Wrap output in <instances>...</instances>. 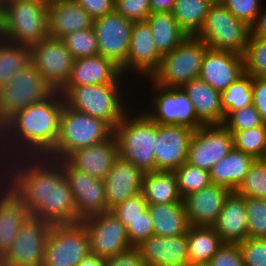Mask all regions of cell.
Masks as SVG:
<instances>
[{
  "mask_svg": "<svg viewBox=\"0 0 266 266\" xmlns=\"http://www.w3.org/2000/svg\"><path fill=\"white\" fill-rule=\"evenodd\" d=\"M0 178L23 201L30 216L52 224L81 222L63 160L47 155L18 156L0 166Z\"/></svg>",
  "mask_w": 266,
  "mask_h": 266,
  "instance_id": "obj_1",
  "label": "cell"
},
{
  "mask_svg": "<svg viewBox=\"0 0 266 266\" xmlns=\"http://www.w3.org/2000/svg\"><path fill=\"white\" fill-rule=\"evenodd\" d=\"M65 103L64 96L55 91L10 117L0 127V166L18 156L48 155L59 138Z\"/></svg>",
  "mask_w": 266,
  "mask_h": 266,
  "instance_id": "obj_2",
  "label": "cell"
},
{
  "mask_svg": "<svg viewBox=\"0 0 266 266\" xmlns=\"http://www.w3.org/2000/svg\"><path fill=\"white\" fill-rule=\"evenodd\" d=\"M135 90L134 82L74 86L64 99L72 109L101 119L114 130L135 105Z\"/></svg>",
  "mask_w": 266,
  "mask_h": 266,
  "instance_id": "obj_3",
  "label": "cell"
},
{
  "mask_svg": "<svg viewBox=\"0 0 266 266\" xmlns=\"http://www.w3.org/2000/svg\"><path fill=\"white\" fill-rule=\"evenodd\" d=\"M136 86L138 88H136L135 104L140 106L139 109H142L155 123L181 125L192 130L204 125L197 118L193 104L182 88H164L155 84L150 78L138 81Z\"/></svg>",
  "mask_w": 266,
  "mask_h": 266,
  "instance_id": "obj_4",
  "label": "cell"
},
{
  "mask_svg": "<svg viewBox=\"0 0 266 266\" xmlns=\"http://www.w3.org/2000/svg\"><path fill=\"white\" fill-rule=\"evenodd\" d=\"M114 135L120 157L134 164L143 173L156 171L154 151L157 123L142 109L139 110V106L133 105L125 114L115 127Z\"/></svg>",
  "mask_w": 266,
  "mask_h": 266,
  "instance_id": "obj_5",
  "label": "cell"
},
{
  "mask_svg": "<svg viewBox=\"0 0 266 266\" xmlns=\"http://www.w3.org/2000/svg\"><path fill=\"white\" fill-rule=\"evenodd\" d=\"M49 37L48 3L38 0H7L0 17V38L31 47Z\"/></svg>",
  "mask_w": 266,
  "mask_h": 266,
  "instance_id": "obj_6",
  "label": "cell"
},
{
  "mask_svg": "<svg viewBox=\"0 0 266 266\" xmlns=\"http://www.w3.org/2000/svg\"><path fill=\"white\" fill-rule=\"evenodd\" d=\"M113 134L114 130L105 121L76 111L65 103L58 141L47 156L65 160L75 150L106 141Z\"/></svg>",
  "mask_w": 266,
  "mask_h": 266,
  "instance_id": "obj_7",
  "label": "cell"
},
{
  "mask_svg": "<svg viewBox=\"0 0 266 266\" xmlns=\"http://www.w3.org/2000/svg\"><path fill=\"white\" fill-rule=\"evenodd\" d=\"M208 46L196 36H187L176 48L161 58L150 79L164 88H182L198 78Z\"/></svg>",
  "mask_w": 266,
  "mask_h": 266,
  "instance_id": "obj_8",
  "label": "cell"
},
{
  "mask_svg": "<svg viewBox=\"0 0 266 266\" xmlns=\"http://www.w3.org/2000/svg\"><path fill=\"white\" fill-rule=\"evenodd\" d=\"M250 35V26L237 19L220 0H215L196 37L209 48L244 55Z\"/></svg>",
  "mask_w": 266,
  "mask_h": 266,
  "instance_id": "obj_9",
  "label": "cell"
},
{
  "mask_svg": "<svg viewBox=\"0 0 266 266\" xmlns=\"http://www.w3.org/2000/svg\"><path fill=\"white\" fill-rule=\"evenodd\" d=\"M55 90L29 63L10 82L0 87V127L15 113L41 102Z\"/></svg>",
  "mask_w": 266,
  "mask_h": 266,
  "instance_id": "obj_10",
  "label": "cell"
},
{
  "mask_svg": "<svg viewBox=\"0 0 266 266\" xmlns=\"http://www.w3.org/2000/svg\"><path fill=\"white\" fill-rule=\"evenodd\" d=\"M90 253L88 231L82 222L53 224L41 266H78Z\"/></svg>",
  "mask_w": 266,
  "mask_h": 266,
  "instance_id": "obj_11",
  "label": "cell"
},
{
  "mask_svg": "<svg viewBox=\"0 0 266 266\" xmlns=\"http://www.w3.org/2000/svg\"><path fill=\"white\" fill-rule=\"evenodd\" d=\"M52 223L30 216L2 257L4 266H41Z\"/></svg>",
  "mask_w": 266,
  "mask_h": 266,
  "instance_id": "obj_12",
  "label": "cell"
},
{
  "mask_svg": "<svg viewBox=\"0 0 266 266\" xmlns=\"http://www.w3.org/2000/svg\"><path fill=\"white\" fill-rule=\"evenodd\" d=\"M74 61L61 39L48 37L30 47V63L55 91L69 79Z\"/></svg>",
  "mask_w": 266,
  "mask_h": 266,
  "instance_id": "obj_13",
  "label": "cell"
},
{
  "mask_svg": "<svg viewBox=\"0 0 266 266\" xmlns=\"http://www.w3.org/2000/svg\"><path fill=\"white\" fill-rule=\"evenodd\" d=\"M88 231L90 252L110 258L133 248L127 228L111 210L81 221Z\"/></svg>",
  "mask_w": 266,
  "mask_h": 266,
  "instance_id": "obj_14",
  "label": "cell"
},
{
  "mask_svg": "<svg viewBox=\"0 0 266 266\" xmlns=\"http://www.w3.org/2000/svg\"><path fill=\"white\" fill-rule=\"evenodd\" d=\"M162 56L158 53L152 30L148 22H134L131 30L130 47L121 73L130 80L150 78L158 69ZM136 79V80H135Z\"/></svg>",
  "mask_w": 266,
  "mask_h": 266,
  "instance_id": "obj_15",
  "label": "cell"
},
{
  "mask_svg": "<svg viewBox=\"0 0 266 266\" xmlns=\"http://www.w3.org/2000/svg\"><path fill=\"white\" fill-rule=\"evenodd\" d=\"M233 147V134L222 124L202 125L191 137L187 162L210 171Z\"/></svg>",
  "mask_w": 266,
  "mask_h": 266,
  "instance_id": "obj_16",
  "label": "cell"
},
{
  "mask_svg": "<svg viewBox=\"0 0 266 266\" xmlns=\"http://www.w3.org/2000/svg\"><path fill=\"white\" fill-rule=\"evenodd\" d=\"M133 23L116 11L97 18L93 22L98 53L120 69L126 63Z\"/></svg>",
  "mask_w": 266,
  "mask_h": 266,
  "instance_id": "obj_17",
  "label": "cell"
},
{
  "mask_svg": "<svg viewBox=\"0 0 266 266\" xmlns=\"http://www.w3.org/2000/svg\"><path fill=\"white\" fill-rule=\"evenodd\" d=\"M63 171L69 182L80 221L109 211L103 180L74 168L66 159L63 160Z\"/></svg>",
  "mask_w": 266,
  "mask_h": 266,
  "instance_id": "obj_18",
  "label": "cell"
},
{
  "mask_svg": "<svg viewBox=\"0 0 266 266\" xmlns=\"http://www.w3.org/2000/svg\"><path fill=\"white\" fill-rule=\"evenodd\" d=\"M193 133L194 130L185 126L157 124L156 171H174L187 161Z\"/></svg>",
  "mask_w": 266,
  "mask_h": 266,
  "instance_id": "obj_19",
  "label": "cell"
},
{
  "mask_svg": "<svg viewBox=\"0 0 266 266\" xmlns=\"http://www.w3.org/2000/svg\"><path fill=\"white\" fill-rule=\"evenodd\" d=\"M112 61L100 54L74 61L69 79L59 92L65 96L74 86L131 83Z\"/></svg>",
  "mask_w": 266,
  "mask_h": 266,
  "instance_id": "obj_20",
  "label": "cell"
},
{
  "mask_svg": "<svg viewBox=\"0 0 266 266\" xmlns=\"http://www.w3.org/2000/svg\"><path fill=\"white\" fill-rule=\"evenodd\" d=\"M244 73L243 55L208 47L203 57L199 77L222 93Z\"/></svg>",
  "mask_w": 266,
  "mask_h": 266,
  "instance_id": "obj_21",
  "label": "cell"
},
{
  "mask_svg": "<svg viewBox=\"0 0 266 266\" xmlns=\"http://www.w3.org/2000/svg\"><path fill=\"white\" fill-rule=\"evenodd\" d=\"M135 248L146 266H188L187 233L172 237L153 234Z\"/></svg>",
  "mask_w": 266,
  "mask_h": 266,
  "instance_id": "obj_22",
  "label": "cell"
},
{
  "mask_svg": "<svg viewBox=\"0 0 266 266\" xmlns=\"http://www.w3.org/2000/svg\"><path fill=\"white\" fill-rule=\"evenodd\" d=\"M230 192L224 186L211 184L184 197L182 201L189 225L212 227Z\"/></svg>",
  "mask_w": 266,
  "mask_h": 266,
  "instance_id": "obj_23",
  "label": "cell"
},
{
  "mask_svg": "<svg viewBox=\"0 0 266 266\" xmlns=\"http://www.w3.org/2000/svg\"><path fill=\"white\" fill-rule=\"evenodd\" d=\"M143 175L138 167L118 156L103 179L107 208L111 210L127 198L141 193Z\"/></svg>",
  "mask_w": 266,
  "mask_h": 266,
  "instance_id": "obj_24",
  "label": "cell"
},
{
  "mask_svg": "<svg viewBox=\"0 0 266 266\" xmlns=\"http://www.w3.org/2000/svg\"><path fill=\"white\" fill-rule=\"evenodd\" d=\"M118 156V143L113 134L106 141L75 150L66 160L74 168L103 180L112 169Z\"/></svg>",
  "mask_w": 266,
  "mask_h": 266,
  "instance_id": "obj_25",
  "label": "cell"
},
{
  "mask_svg": "<svg viewBox=\"0 0 266 266\" xmlns=\"http://www.w3.org/2000/svg\"><path fill=\"white\" fill-rule=\"evenodd\" d=\"M29 217L26 205L0 178V257L10 249L21 226Z\"/></svg>",
  "mask_w": 266,
  "mask_h": 266,
  "instance_id": "obj_26",
  "label": "cell"
},
{
  "mask_svg": "<svg viewBox=\"0 0 266 266\" xmlns=\"http://www.w3.org/2000/svg\"><path fill=\"white\" fill-rule=\"evenodd\" d=\"M94 19L76 0L48 3L49 37L62 39L69 33L93 27Z\"/></svg>",
  "mask_w": 266,
  "mask_h": 266,
  "instance_id": "obj_27",
  "label": "cell"
},
{
  "mask_svg": "<svg viewBox=\"0 0 266 266\" xmlns=\"http://www.w3.org/2000/svg\"><path fill=\"white\" fill-rule=\"evenodd\" d=\"M224 243H239L248 237L245 197L231 191L212 226Z\"/></svg>",
  "mask_w": 266,
  "mask_h": 266,
  "instance_id": "obj_28",
  "label": "cell"
},
{
  "mask_svg": "<svg viewBox=\"0 0 266 266\" xmlns=\"http://www.w3.org/2000/svg\"><path fill=\"white\" fill-rule=\"evenodd\" d=\"M182 89L191 100L197 118L204 125L223 123L221 92L212 88L200 77L192 79Z\"/></svg>",
  "mask_w": 266,
  "mask_h": 266,
  "instance_id": "obj_29",
  "label": "cell"
},
{
  "mask_svg": "<svg viewBox=\"0 0 266 266\" xmlns=\"http://www.w3.org/2000/svg\"><path fill=\"white\" fill-rule=\"evenodd\" d=\"M254 159L250 154L233 147L228 155L211 167L209 173L212 184L235 191L249 171Z\"/></svg>",
  "mask_w": 266,
  "mask_h": 266,
  "instance_id": "obj_30",
  "label": "cell"
},
{
  "mask_svg": "<svg viewBox=\"0 0 266 266\" xmlns=\"http://www.w3.org/2000/svg\"><path fill=\"white\" fill-rule=\"evenodd\" d=\"M154 235L172 237L187 233L189 223L183 201L169 204H148Z\"/></svg>",
  "mask_w": 266,
  "mask_h": 266,
  "instance_id": "obj_31",
  "label": "cell"
},
{
  "mask_svg": "<svg viewBox=\"0 0 266 266\" xmlns=\"http://www.w3.org/2000/svg\"><path fill=\"white\" fill-rule=\"evenodd\" d=\"M141 192L148 204L178 203L183 200L173 171L144 173Z\"/></svg>",
  "mask_w": 266,
  "mask_h": 266,
  "instance_id": "obj_32",
  "label": "cell"
},
{
  "mask_svg": "<svg viewBox=\"0 0 266 266\" xmlns=\"http://www.w3.org/2000/svg\"><path fill=\"white\" fill-rule=\"evenodd\" d=\"M151 27L158 53L163 57L176 48L188 35L180 28L172 12H154L146 19Z\"/></svg>",
  "mask_w": 266,
  "mask_h": 266,
  "instance_id": "obj_33",
  "label": "cell"
},
{
  "mask_svg": "<svg viewBox=\"0 0 266 266\" xmlns=\"http://www.w3.org/2000/svg\"><path fill=\"white\" fill-rule=\"evenodd\" d=\"M188 266L198 263H209L219 248L224 244L213 227L189 226Z\"/></svg>",
  "mask_w": 266,
  "mask_h": 266,
  "instance_id": "obj_34",
  "label": "cell"
},
{
  "mask_svg": "<svg viewBox=\"0 0 266 266\" xmlns=\"http://www.w3.org/2000/svg\"><path fill=\"white\" fill-rule=\"evenodd\" d=\"M215 0H175L173 16L188 36H196L202 29L211 4Z\"/></svg>",
  "mask_w": 266,
  "mask_h": 266,
  "instance_id": "obj_35",
  "label": "cell"
},
{
  "mask_svg": "<svg viewBox=\"0 0 266 266\" xmlns=\"http://www.w3.org/2000/svg\"><path fill=\"white\" fill-rule=\"evenodd\" d=\"M30 63V47L0 38V87L7 84Z\"/></svg>",
  "mask_w": 266,
  "mask_h": 266,
  "instance_id": "obj_36",
  "label": "cell"
},
{
  "mask_svg": "<svg viewBox=\"0 0 266 266\" xmlns=\"http://www.w3.org/2000/svg\"><path fill=\"white\" fill-rule=\"evenodd\" d=\"M224 119L233 111L253 104L252 76L244 73L221 93Z\"/></svg>",
  "mask_w": 266,
  "mask_h": 266,
  "instance_id": "obj_37",
  "label": "cell"
},
{
  "mask_svg": "<svg viewBox=\"0 0 266 266\" xmlns=\"http://www.w3.org/2000/svg\"><path fill=\"white\" fill-rule=\"evenodd\" d=\"M234 148L250 154L255 159L266 156V124L246 130L230 131Z\"/></svg>",
  "mask_w": 266,
  "mask_h": 266,
  "instance_id": "obj_38",
  "label": "cell"
},
{
  "mask_svg": "<svg viewBox=\"0 0 266 266\" xmlns=\"http://www.w3.org/2000/svg\"><path fill=\"white\" fill-rule=\"evenodd\" d=\"M173 172L176 175L182 199L212 184L209 171L196 167L187 161Z\"/></svg>",
  "mask_w": 266,
  "mask_h": 266,
  "instance_id": "obj_39",
  "label": "cell"
},
{
  "mask_svg": "<svg viewBox=\"0 0 266 266\" xmlns=\"http://www.w3.org/2000/svg\"><path fill=\"white\" fill-rule=\"evenodd\" d=\"M235 192L246 198L266 199V160L264 158L254 159Z\"/></svg>",
  "mask_w": 266,
  "mask_h": 266,
  "instance_id": "obj_40",
  "label": "cell"
},
{
  "mask_svg": "<svg viewBox=\"0 0 266 266\" xmlns=\"http://www.w3.org/2000/svg\"><path fill=\"white\" fill-rule=\"evenodd\" d=\"M61 40L75 60L99 54L93 27L69 33Z\"/></svg>",
  "mask_w": 266,
  "mask_h": 266,
  "instance_id": "obj_41",
  "label": "cell"
},
{
  "mask_svg": "<svg viewBox=\"0 0 266 266\" xmlns=\"http://www.w3.org/2000/svg\"><path fill=\"white\" fill-rule=\"evenodd\" d=\"M244 56L245 73L266 77V38L250 35Z\"/></svg>",
  "mask_w": 266,
  "mask_h": 266,
  "instance_id": "obj_42",
  "label": "cell"
},
{
  "mask_svg": "<svg viewBox=\"0 0 266 266\" xmlns=\"http://www.w3.org/2000/svg\"><path fill=\"white\" fill-rule=\"evenodd\" d=\"M248 237L266 238V199L246 198Z\"/></svg>",
  "mask_w": 266,
  "mask_h": 266,
  "instance_id": "obj_43",
  "label": "cell"
},
{
  "mask_svg": "<svg viewBox=\"0 0 266 266\" xmlns=\"http://www.w3.org/2000/svg\"><path fill=\"white\" fill-rule=\"evenodd\" d=\"M262 124L260 113L253 104L231 112L222 123L228 131L246 130Z\"/></svg>",
  "mask_w": 266,
  "mask_h": 266,
  "instance_id": "obj_44",
  "label": "cell"
},
{
  "mask_svg": "<svg viewBox=\"0 0 266 266\" xmlns=\"http://www.w3.org/2000/svg\"><path fill=\"white\" fill-rule=\"evenodd\" d=\"M220 2L237 19L250 27L255 23L263 5L261 4L263 0H220Z\"/></svg>",
  "mask_w": 266,
  "mask_h": 266,
  "instance_id": "obj_45",
  "label": "cell"
},
{
  "mask_svg": "<svg viewBox=\"0 0 266 266\" xmlns=\"http://www.w3.org/2000/svg\"><path fill=\"white\" fill-rule=\"evenodd\" d=\"M147 208L148 203L141 192L117 204L111 211L114 212L122 224L127 227L130 222L141 216V213Z\"/></svg>",
  "mask_w": 266,
  "mask_h": 266,
  "instance_id": "obj_46",
  "label": "cell"
},
{
  "mask_svg": "<svg viewBox=\"0 0 266 266\" xmlns=\"http://www.w3.org/2000/svg\"><path fill=\"white\" fill-rule=\"evenodd\" d=\"M244 266H266V238H249L238 243Z\"/></svg>",
  "mask_w": 266,
  "mask_h": 266,
  "instance_id": "obj_47",
  "label": "cell"
},
{
  "mask_svg": "<svg viewBox=\"0 0 266 266\" xmlns=\"http://www.w3.org/2000/svg\"><path fill=\"white\" fill-rule=\"evenodd\" d=\"M126 228L128 240L134 248L153 235L154 225L148 208L141 213V216L130 222Z\"/></svg>",
  "mask_w": 266,
  "mask_h": 266,
  "instance_id": "obj_48",
  "label": "cell"
},
{
  "mask_svg": "<svg viewBox=\"0 0 266 266\" xmlns=\"http://www.w3.org/2000/svg\"><path fill=\"white\" fill-rule=\"evenodd\" d=\"M115 11L132 22L145 21L151 14L149 0H115Z\"/></svg>",
  "mask_w": 266,
  "mask_h": 266,
  "instance_id": "obj_49",
  "label": "cell"
},
{
  "mask_svg": "<svg viewBox=\"0 0 266 266\" xmlns=\"http://www.w3.org/2000/svg\"><path fill=\"white\" fill-rule=\"evenodd\" d=\"M209 264L210 266H244L238 243H224Z\"/></svg>",
  "mask_w": 266,
  "mask_h": 266,
  "instance_id": "obj_50",
  "label": "cell"
},
{
  "mask_svg": "<svg viewBox=\"0 0 266 266\" xmlns=\"http://www.w3.org/2000/svg\"><path fill=\"white\" fill-rule=\"evenodd\" d=\"M253 106L266 124V77L252 76Z\"/></svg>",
  "mask_w": 266,
  "mask_h": 266,
  "instance_id": "obj_51",
  "label": "cell"
},
{
  "mask_svg": "<svg viewBox=\"0 0 266 266\" xmlns=\"http://www.w3.org/2000/svg\"><path fill=\"white\" fill-rule=\"evenodd\" d=\"M95 20L115 11V0H76Z\"/></svg>",
  "mask_w": 266,
  "mask_h": 266,
  "instance_id": "obj_52",
  "label": "cell"
},
{
  "mask_svg": "<svg viewBox=\"0 0 266 266\" xmlns=\"http://www.w3.org/2000/svg\"><path fill=\"white\" fill-rule=\"evenodd\" d=\"M105 266H146L136 248L106 258Z\"/></svg>",
  "mask_w": 266,
  "mask_h": 266,
  "instance_id": "obj_53",
  "label": "cell"
},
{
  "mask_svg": "<svg viewBox=\"0 0 266 266\" xmlns=\"http://www.w3.org/2000/svg\"><path fill=\"white\" fill-rule=\"evenodd\" d=\"M262 5L261 11L256 18L255 23L250 27L251 36L257 38H266V7ZM265 8V9H264Z\"/></svg>",
  "mask_w": 266,
  "mask_h": 266,
  "instance_id": "obj_54",
  "label": "cell"
},
{
  "mask_svg": "<svg viewBox=\"0 0 266 266\" xmlns=\"http://www.w3.org/2000/svg\"><path fill=\"white\" fill-rule=\"evenodd\" d=\"M151 13L154 12H172L175 0H149Z\"/></svg>",
  "mask_w": 266,
  "mask_h": 266,
  "instance_id": "obj_55",
  "label": "cell"
},
{
  "mask_svg": "<svg viewBox=\"0 0 266 266\" xmlns=\"http://www.w3.org/2000/svg\"><path fill=\"white\" fill-rule=\"evenodd\" d=\"M106 258L99 257L96 254H88L78 266H105Z\"/></svg>",
  "mask_w": 266,
  "mask_h": 266,
  "instance_id": "obj_56",
  "label": "cell"
},
{
  "mask_svg": "<svg viewBox=\"0 0 266 266\" xmlns=\"http://www.w3.org/2000/svg\"><path fill=\"white\" fill-rule=\"evenodd\" d=\"M7 0H0V17L3 14Z\"/></svg>",
  "mask_w": 266,
  "mask_h": 266,
  "instance_id": "obj_57",
  "label": "cell"
},
{
  "mask_svg": "<svg viewBox=\"0 0 266 266\" xmlns=\"http://www.w3.org/2000/svg\"><path fill=\"white\" fill-rule=\"evenodd\" d=\"M189 266H210V264L209 263H198V264H193Z\"/></svg>",
  "mask_w": 266,
  "mask_h": 266,
  "instance_id": "obj_58",
  "label": "cell"
},
{
  "mask_svg": "<svg viewBox=\"0 0 266 266\" xmlns=\"http://www.w3.org/2000/svg\"><path fill=\"white\" fill-rule=\"evenodd\" d=\"M0 266H4L2 262V257H0Z\"/></svg>",
  "mask_w": 266,
  "mask_h": 266,
  "instance_id": "obj_59",
  "label": "cell"
},
{
  "mask_svg": "<svg viewBox=\"0 0 266 266\" xmlns=\"http://www.w3.org/2000/svg\"><path fill=\"white\" fill-rule=\"evenodd\" d=\"M53 1H57V0H46L47 3L53 2Z\"/></svg>",
  "mask_w": 266,
  "mask_h": 266,
  "instance_id": "obj_60",
  "label": "cell"
}]
</instances>
